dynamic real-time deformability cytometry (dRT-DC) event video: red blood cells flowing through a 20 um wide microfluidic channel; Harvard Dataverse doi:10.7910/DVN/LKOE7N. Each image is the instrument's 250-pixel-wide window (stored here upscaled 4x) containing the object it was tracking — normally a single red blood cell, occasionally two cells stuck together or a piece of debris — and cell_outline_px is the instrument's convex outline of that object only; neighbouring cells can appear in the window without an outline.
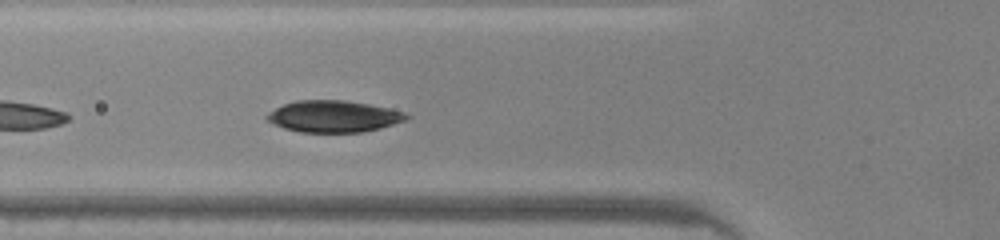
{"species": "common noctule bat (a hibernating species)", "species_latin": "Nyctalus noctula", "temperature_condition": "warm", "stored_images_in_passage": 43, "camera_frame_rate_fps": 3000, "um_per_image_px": 0.085, "animal": {"sex": "male", "body_mass_g": 20.0, "forearm_length_mm": 53.3}, "frame": {"image": 1, "passage_image": 13, "time_ms": 4.0, "image_size_px": [1000, 240], "cell_outline_px": [[412, 116], [404, 120], [380, 128], [360, 132], [300, 132], [284, 128], [272, 124], [264, 116], [268, 112], [284, 104], [296, 100], [344, 100], [368, 104], [388, 108], [404, 112]], "centroid_in_image_um": [28.32, 9.89], "position_along_channel_um": 97.5, "area_um2": 25.61}}
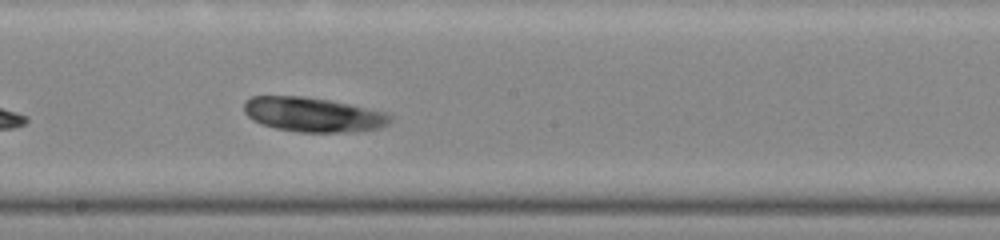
{"frame": {"image": 2, "passage_image": 22, "time_ms": 7.0, "image_size_px": [1000, 240], "cell_outline_px": [[392, 120], [388, 124], [380, 128], [356, 132], [300, 132], [276, 128], [252, 120], [244, 112], [244, 100], [252, 96], [300, 96], [332, 100], [388, 112], [392, 116]], "centroid_in_image_um": [26.65, 9.74], "position_along_channel_um": 221.5, "area_um2": 29.71}}
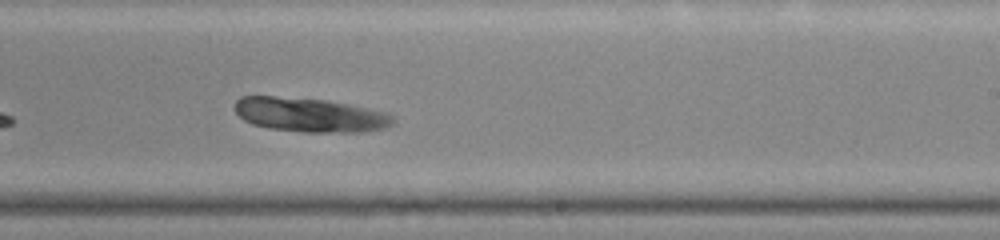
{"frame": {"image": 3, "passage_image": 25, "time_ms": 8.0, "image_size_px": [1000, 240], "cell_outline_px": [[396, 120], [392, 124], [384, 128], [360, 132], [300, 132], [268, 128], [252, 124], [244, 120], [232, 108], [236, 100], [240, 96], [272, 96], [324, 100], [348, 104], [388, 112]], "centroid_in_image_um": [26.32, 9.77], "position_along_channel_um": 262.7, "area_um2": 31.67}, "authors_computed_cell_mechanics": {"area_um2": 27.455, "velocity_mm_per_s": 4.1562, "shape_relaxation_time_tau1_ms": 0.65, "shape_relaxation_time_tau2_ms": null, "deformation_change_tau1": 0.1017, "deformation_change_tau2": null}}